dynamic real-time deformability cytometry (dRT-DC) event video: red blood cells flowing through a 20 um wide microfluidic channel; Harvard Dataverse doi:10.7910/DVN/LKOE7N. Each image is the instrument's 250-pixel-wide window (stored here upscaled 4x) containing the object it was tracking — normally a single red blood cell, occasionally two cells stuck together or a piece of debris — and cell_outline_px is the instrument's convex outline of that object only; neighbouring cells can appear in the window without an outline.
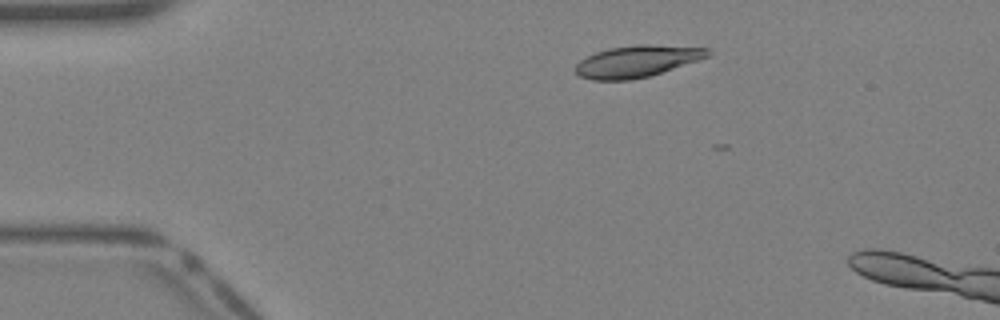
{"species": "Egyptian fruit bat (a non-hibernating species)", "species_latin": "Rousettus aegyptiacus", "temperature_condition": "warm", "stored_images_in_passage": 4, "camera_frame_rate_fps": 3000, "um_per_image_px": 0.085, "animal": {"sex": "female"}, "frame": {"image": 1, "passage_image": 1, "time_ms": 0.0, "image_size_px": [1000, 320], "cell_outline_px": [[712, 52], [708, 56], [648, 76], [628, 80], [592, 80], [580, 76], [572, 68], [580, 60], [596, 52], [612, 48], [640, 44], [652, 44], [708, 48]], "centroid_in_image_um": [54.1, 5.2], "position_along_channel_um": 30.9, "area_um2": 24.04}}